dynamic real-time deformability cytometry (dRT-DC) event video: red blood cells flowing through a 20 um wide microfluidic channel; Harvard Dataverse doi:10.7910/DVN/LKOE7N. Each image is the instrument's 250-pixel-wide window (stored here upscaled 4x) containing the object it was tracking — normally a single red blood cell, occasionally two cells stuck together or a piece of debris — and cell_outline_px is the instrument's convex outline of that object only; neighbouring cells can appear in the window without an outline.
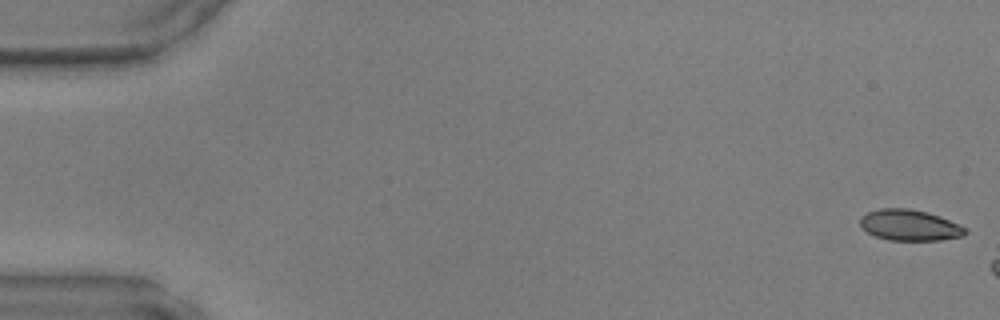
{"species": "common noctule bat (a hibernating species)", "species_latin": "Nyctalus noctula", "temperature_condition": "warm", "stored_images_in_passage": 6, "camera_frame_rate_fps": 3000, "um_per_image_px": 0.085, "animal": {"sex": "male", "body_mass_g": 17.9, "forearm_length_mm": 54.2}, "frame": {"image": 1, "passage_image": 1, "time_ms": 0.0, "image_size_px": [1000, 320], "cell_outline_px": [[968, 232], [964, 236], [940, 240], [888, 240], [876, 236], [868, 232], [860, 224], [860, 216], [868, 212], [880, 208], [908, 208], [928, 212], [940, 216], [964, 228]], "centroid_in_image_um": [77.3, 19.13], "position_along_channel_um": 7.7, "area_um2": 18.84}}